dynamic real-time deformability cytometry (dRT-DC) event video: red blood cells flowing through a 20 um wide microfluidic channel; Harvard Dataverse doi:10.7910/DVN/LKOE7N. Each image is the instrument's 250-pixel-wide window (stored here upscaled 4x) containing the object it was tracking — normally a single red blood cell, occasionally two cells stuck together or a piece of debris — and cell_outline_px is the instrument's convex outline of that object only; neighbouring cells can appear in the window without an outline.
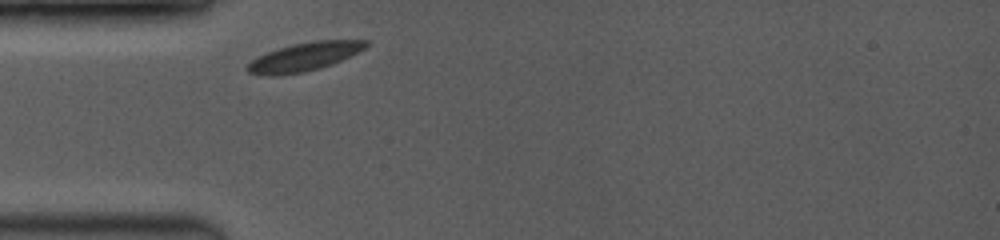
{"species": "common noctule bat (a hibernating species)", "species_latin": "Nyctalus noctula", "temperature_condition": "room temperature", "stored_images_in_passage": 23, "camera_frame_rate_fps": 3500, "um_per_image_px": 0.085, "animal": {"sex": "female", "body_mass_g": 19.0, "forearm_length_mm": 53.3}, "frame": {"image": 1, "passage_image": 1, "time_ms": 0.0, "image_size_px": [1000, 240], "cell_outline_px": [[372, 44], [332, 64], [320, 68], [304, 72], [276, 76], [268, 76], [248, 72], [244, 68], [252, 60], [268, 52], [292, 44], [312, 40], [372, 40]], "centroid_in_image_um": [25.88, 4.82], "position_along_channel_um": 59.1, "area_um2": 19.59}}
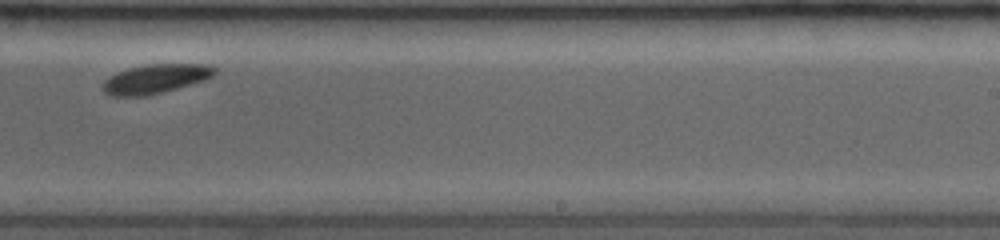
{"frame": {"image": 2, "passage_image": 14, "time_ms": 5.714, "image_size_px": [1000, 240], "cell_outline_px": [[216, 72], [212, 76], [204, 80], [164, 92], [144, 96], [112, 96], [104, 92], [100, 88], [100, 84], [108, 76], [116, 72], [128, 68], [148, 64], [208, 64], [216, 68]], "centroid_in_image_um": [13.16, 6.7], "position_along_channel_um": 275.8, "area_um2": 19.25}}
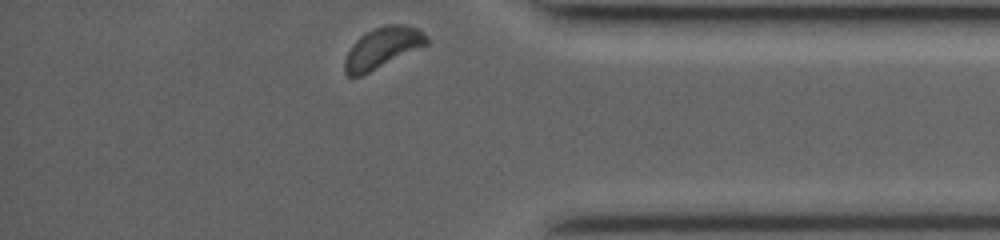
{"frame": {"image": 3, "passage_image": 23, "time_ms": 9.143, "image_size_px": [1000, 240], "cell_outline_px": [[428, 44], [360, 76], [348, 76], [344, 72], [344, 60], [352, 44], [360, 36], [376, 28], [388, 24], [408, 24], [416, 28], [428, 36]], "centroid_in_image_um": [32.5, 4.05], "position_along_channel_um": 402.7, "area_um2": 19.19}}